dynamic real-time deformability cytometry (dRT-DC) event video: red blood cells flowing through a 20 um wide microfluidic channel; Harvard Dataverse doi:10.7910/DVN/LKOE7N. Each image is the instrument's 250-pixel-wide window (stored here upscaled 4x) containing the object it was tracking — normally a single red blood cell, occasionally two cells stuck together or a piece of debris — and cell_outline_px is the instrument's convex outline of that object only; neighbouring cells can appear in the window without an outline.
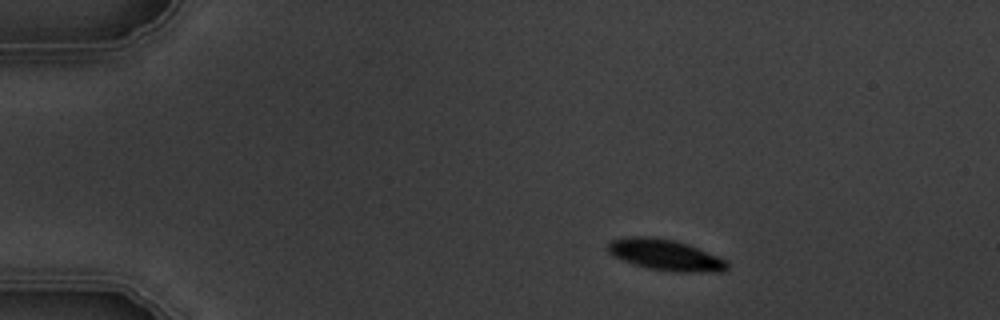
{"species": "common noctule bat (a hibernating species)", "species_latin": "Nyctalus noctula", "temperature_condition": "warm", "stored_images_in_passage": 6, "camera_frame_rate_fps": 3000, "um_per_image_px": 0.085, "animal": {"sex": "male", "body_mass_g": 19.5, "forearm_length_mm": 54.6}, "frame": {"image": 1, "passage_image": 1, "time_ms": 0.0, "image_size_px": [1000, 320], "cell_outline_px": [[728, 268], [724, 272], [672, 272], [648, 268], [612, 256], [608, 252], [608, 244], [612, 240], [624, 236], [652, 236], [676, 240], [688, 244], [728, 260]], "centroid_in_image_um": [56.59, 21.66], "position_along_channel_um": 28.4, "area_um2": 21.85}}
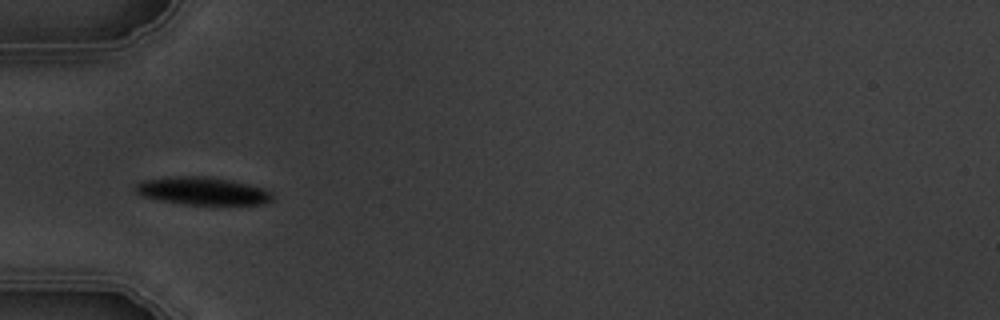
{"frame": {"image": 2, "passage_image": 4, "time_ms": 3.0, "image_size_px": [1000, 320], "cell_outline_px": [[276, 196], [272, 200], [264, 204], [180, 204], [140, 196], [132, 188], [136, 184], [144, 180], [168, 176], [208, 176], [232, 180], [264, 188], [272, 192]], "centroid_in_image_um": [17.21, 16.22], "position_along_channel_um": 67.8, "area_um2": 22.48}}
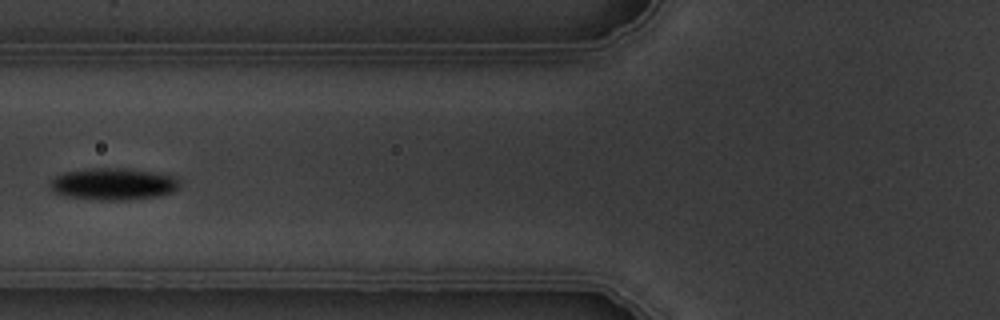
{"frame": {"image": 3, "passage_image": 5, "time_ms": 4.333, "image_size_px": [1000, 320], "cell_outline_px": [[180, 188], [172, 192], [160, 196], [128, 200], [100, 200], [64, 196], [56, 192], [48, 184], [56, 176], [64, 172], [92, 168], [124, 168], [180, 176]], "centroid_in_image_um": [9.7, 15.64], "position_along_channel_um": 116.1, "area_um2": 24.33}}